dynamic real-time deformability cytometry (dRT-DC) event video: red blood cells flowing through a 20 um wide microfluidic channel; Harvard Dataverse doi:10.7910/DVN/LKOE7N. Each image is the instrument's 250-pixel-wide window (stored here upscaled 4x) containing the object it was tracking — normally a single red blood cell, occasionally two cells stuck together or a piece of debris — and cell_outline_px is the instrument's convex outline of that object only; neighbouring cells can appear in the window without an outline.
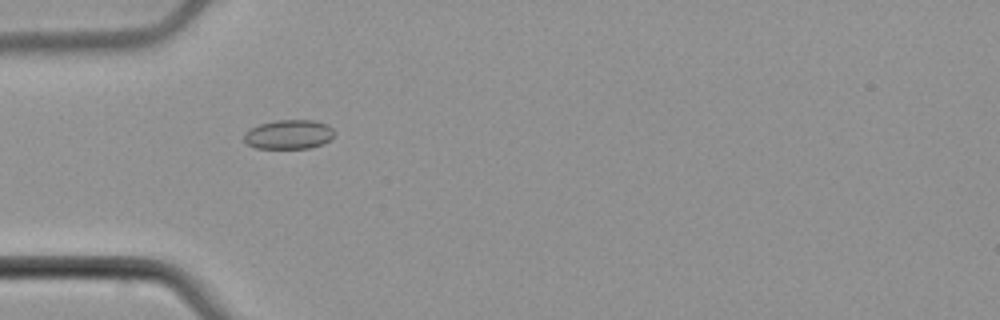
{"species": "common noctule bat (a hibernating species)", "species_latin": "Nyctalus noctula", "temperature_condition": "cold", "stored_images_in_passage": 54, "camera_frame_rate_fps": 3000, "um_per_image_px": 0.085, "animal": {"sex": "male", "body_mass_g": 21.5, "forearm_length_mm": 52.0}, "frame": {"image": 1, "passage_image": 17, "time_ms": 5.333, "image_size_px": [1000, 320], "cell_outline_px": [[336, 132], [324, 144], [308, 148], [256, 148], [248, 144], [244, 140], [244, 132], [260, 124], [276, 120], [316, 120], [328, 124]], "centroid_in_image_um": [24.57, 11.42], "position_along_channel_um": 60.4, "area_um2": 15.43}}
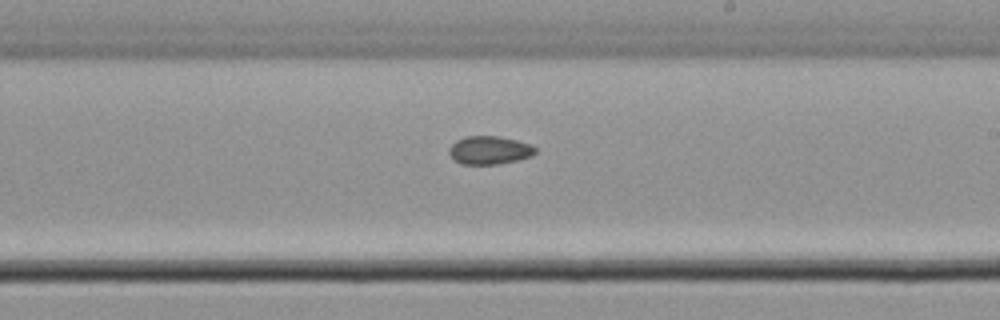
{"frame": {"image": 2, "passage_image": 32, "time_ms": 10.333, "image_size_px": [1000, 320], "cell_outline_px": [[536, 152], [532, 156], [516, 160], [496, 164], [460, 164], [448, 152], [448, 148], [456, 140], [464, 136], [500, 136], [532, 144], [536, 148]], "centroid_in_image_um": [41.61, 12.75], "position_along_channel_um": 247.4, "area_um2": 14.22}}
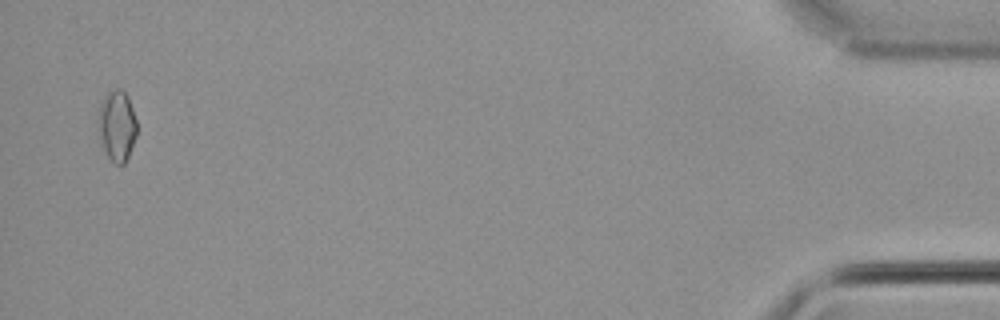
{"frame": {"image": 3, "passage_image": 53, "time_ms": 17.333, "image_size_px": [1000, 320], "cell_outline_px": [[136, 136], [128, 156], [124, 164], [116, 164], [108, 156], [104, 148], [96, 128], [100, 104], [104, 96], [108, 92], [116, 88], [120, 88], [128, 96], [136, 120]], "centroid_in_image_um": [9.92, 10.66], "position_along_channel_um": 425.3, "area_um2": 15.9}}